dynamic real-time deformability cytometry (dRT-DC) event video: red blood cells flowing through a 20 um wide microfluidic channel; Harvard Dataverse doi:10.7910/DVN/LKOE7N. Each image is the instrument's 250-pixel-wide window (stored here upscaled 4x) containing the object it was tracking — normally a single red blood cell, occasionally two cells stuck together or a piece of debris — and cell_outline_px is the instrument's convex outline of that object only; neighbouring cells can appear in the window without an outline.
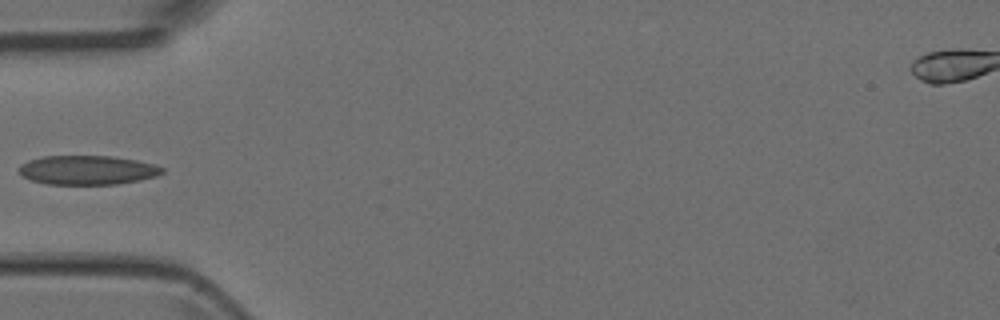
{"species": "Egyptian fruit bat (a non-hibernating species)", "species_latin": "Rousettus aegyptiacus", "temperature_condition": "room temperature", "stored_images_in_passage": 5, "camera_frame_rate_fps": 3000, "um_per_image_px": 0.085, "animal": {"sex": "female"}, "frame": {"image": 1, "passage_image": 3, "time_ms": 0.667, "image_size_px": [1000, 320], "cell_outline_px": [[164, 172], [156, 176], [140, 180], [116, 184], [48, 184], [32, 180], [24, 176], [20, 172], [20, 164], [28, 160], [44, 156], [112, 156], [136, 160], [152, 164], [164, 168]], "centroid_in_image_um": [7.44, 14.45], "position_along_channel_um": 77.6, "area_um2": 24.16}}
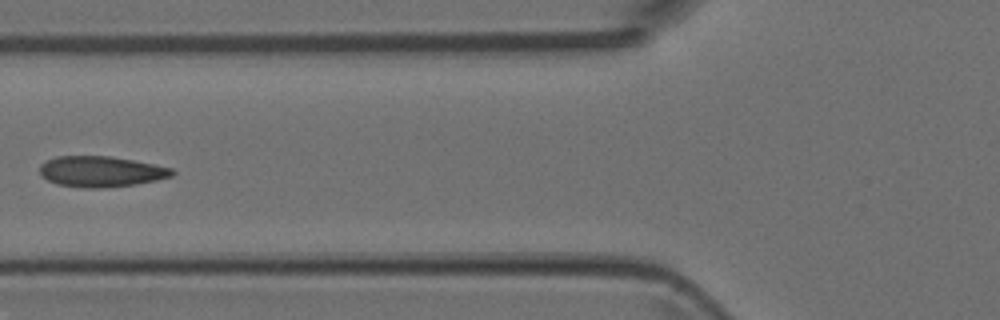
{"frame": {"image": 2, "passage_image": 4, "time_ms": 1.0, "image_size_px": [1000, 320], "cell_outline_px": [[176, 172], [172, 176], [156, 180], [136, 184], [104, 188], [84, 188], [56, 184], [40, 176], [40, 164], [56, 156], [108, 156], [132, 160], [172, 168]], "centroid_in_image_um": [8.56, 14.59], "position_along_channel_um": 117.2, "area_um2": 23.7}}
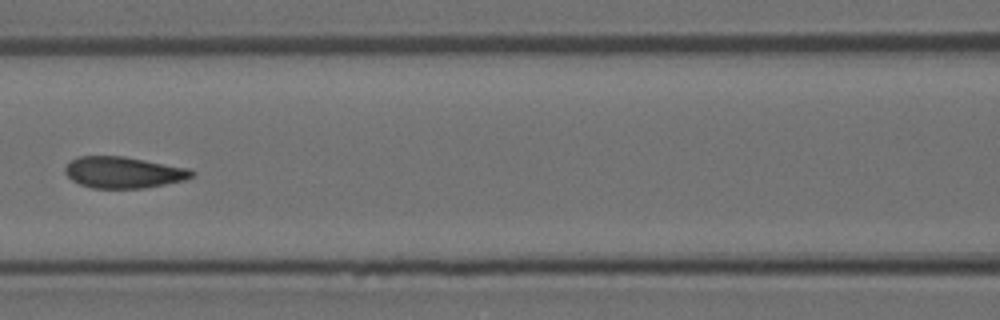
{"frame": {"image": 3, "passage_image": 5, "time_ms": 1.333, "image_size_px": [1000, 320], "cell_outline_px": [[196, 172], [192, 176], [184, 180], [144, 188], [92, 188], [80, 184], [72, 180], [64, 172], [64, 168], [72, 160], [80, 156], [124, 156], [188, 168]], "centroid_in_image_um": [10.48, 14.65], "position_along_channel_um": 156.1, "area_um2": 23.0}}